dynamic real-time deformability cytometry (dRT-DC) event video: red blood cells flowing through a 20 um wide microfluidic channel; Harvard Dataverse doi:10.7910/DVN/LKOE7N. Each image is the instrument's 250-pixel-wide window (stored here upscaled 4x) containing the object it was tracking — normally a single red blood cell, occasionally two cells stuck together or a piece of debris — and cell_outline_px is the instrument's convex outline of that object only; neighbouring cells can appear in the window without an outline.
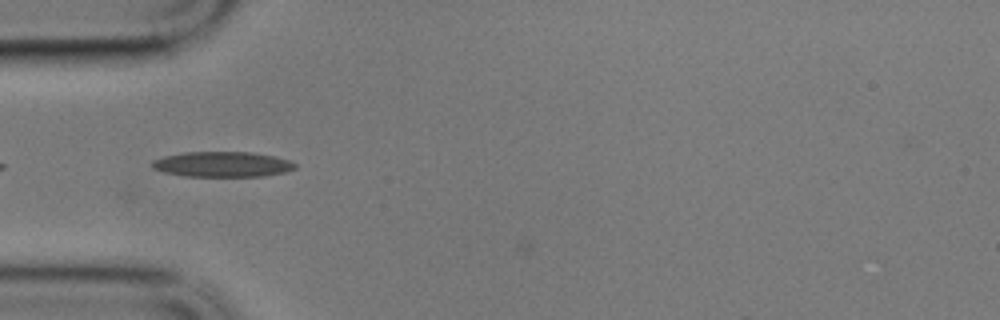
{"species": "common noctule bat (a hibernating species)", "species_latin": "Nyctalus noctula", "temperature_condition": "cold", "stored_images_in_passage": 25, "camera_frame_rate_fps": 3000, "um_per_image_px": 0.085, "animal": {"sex": "male", "body_mass_g": 17.9}, "frame": {"image": 1, "passage_image": 2, "time_ms": 0.333, "image_size_px": [1000, 320], "cell_outline_px": [[296, 168], [284, 172], [264, 176], [184, 176], [164, 172], [152, 168], [152, 160], [164, 156], [184, 152], [252, 152], [276, 156], [288, 160], [296, 164]], "centroid_in_image_um": [18.9, 13.96], "position_along_channel_um": 66.1, "area_um2": 21.1}}